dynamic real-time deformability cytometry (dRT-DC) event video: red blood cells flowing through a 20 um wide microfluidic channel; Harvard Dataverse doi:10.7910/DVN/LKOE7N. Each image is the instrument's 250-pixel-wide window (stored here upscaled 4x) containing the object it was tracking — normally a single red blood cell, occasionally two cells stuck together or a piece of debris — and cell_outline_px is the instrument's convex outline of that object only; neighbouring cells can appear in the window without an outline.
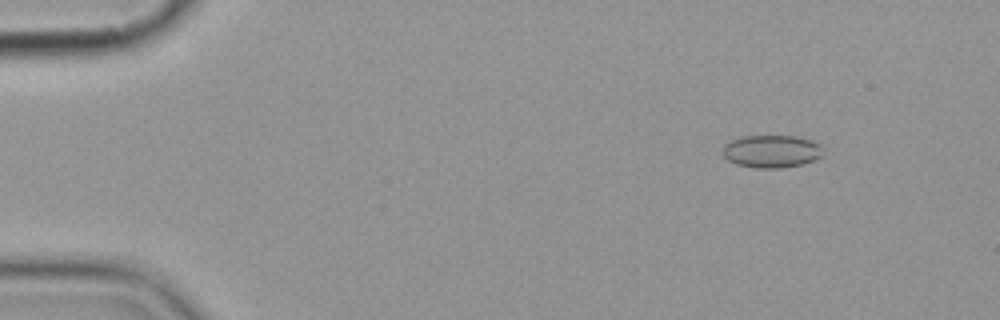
{"species": "common noctule bat (a hibernating species)", "species_latin": "Nyctalus noctula", "temperature_condition": "cold", "stored_images_in_passage": 5, "camera_frame_rate_fps": 3000, "um_per_image_px": 0.085, "animal": {"sex": "female", "body_mass_g": 19.9}, "frame": {"image": 1, "passage_image": 2, "time_ms": 1.0, "image_size_px": [1000, 320], "cell_outline_px": [[820, 156], [816, 160], [804, 164], [780, 168], [756, 168], [736, 164], [728, 160], [724, 156], [724, 144], [728, 140], [744, 136], [796, 136], [812, 140], [820, 144]], "centroid_in_image_um": [65.56, 12.86], "position_along_channel_um": 19.4, "area_um2": 19.13}}
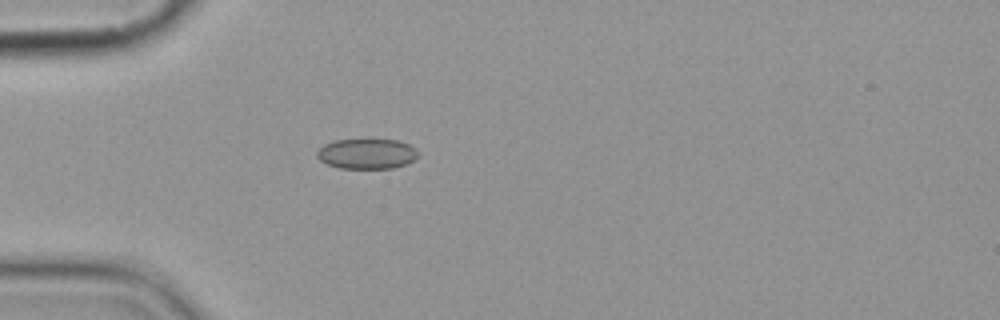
{"frame": {"image": 2, "passage_image": 4, "time_ms": 4.333, "image_size_px": [1000, 320], "cell_outline_px": [[420, 152], [416, 160], [392, 168], [340, 168], [328, 164], [320, 160], [316, 156], [316, 152], [324, 144], [336, 140], [396, 140], [408, 144], [416, 148]], "centroid_in_image_um": [31.2, 13.07], "position_along_channel_um": 53.8, "area_um2": 17.74}}